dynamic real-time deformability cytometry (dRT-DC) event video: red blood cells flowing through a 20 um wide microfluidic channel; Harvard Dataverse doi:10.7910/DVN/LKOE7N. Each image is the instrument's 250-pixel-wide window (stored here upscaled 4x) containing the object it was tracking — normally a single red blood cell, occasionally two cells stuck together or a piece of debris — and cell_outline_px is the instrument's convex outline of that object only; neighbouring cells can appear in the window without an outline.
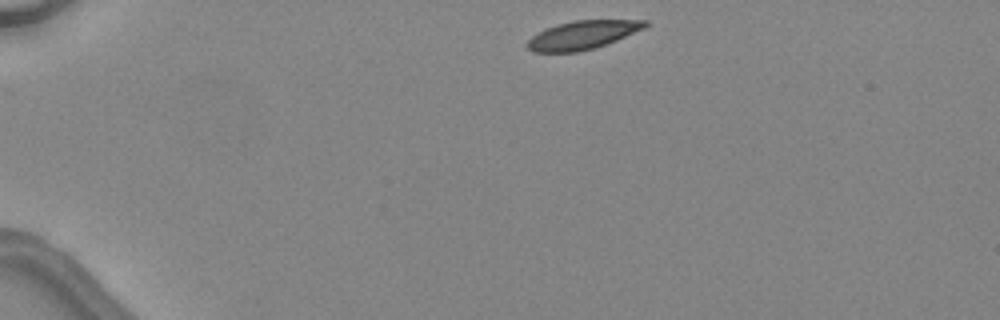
{"species": "common noctule bat (a hibernating species)", "species_latin": "Nyctalus noctula", "temperature_condition": "warm", "stored_images_in_passage": 3, "camera_frame_rate_fps": 3000, "um_per_image_px": 0.085, "animal": {"sex": "female", "body_mass_g": 24.6, "forearm_length_mm": 56.2}, "frame": {"image": 1, "passage_image": 1, "time_ms": 0.0, "image_size_px": [1000, 320], "cell_outline_px": [[648, 24], [644, 28], [616, 40], [592, 48], [576, 52], [532, 52], [524, 44], [532, 36], [556, 24], [572, 20], [648, 20]], "centroid_in_image_um": [49.48, 2.97], "position_along_channel_um": 35.5, "area_um2": 19.31}}
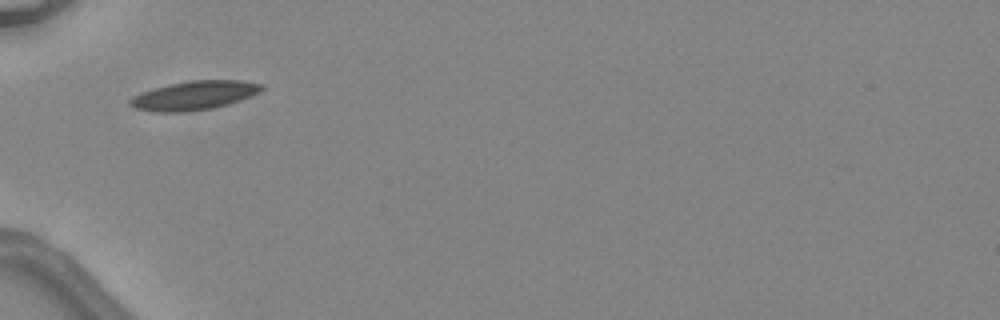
{"frame": {"image": 2, "passage_image": 3, "time_ms": 2.333, "image_size_px": [1000, 320], "cell_outline_px": [[264, 88], [260, 92], [240, 100], [228, 104], [212, 108], [188, 112], [152, 112], [136, 108], [128, 104], [128, 100], [132, 96], [140, 92], [152, 88], [168, 84], [192, 80], [240, 80], [264, 84]], "centroid_in_image_um": [16.48, 8.11], "position_along_channel_um": 68.5, "area_um2": 22.43}}